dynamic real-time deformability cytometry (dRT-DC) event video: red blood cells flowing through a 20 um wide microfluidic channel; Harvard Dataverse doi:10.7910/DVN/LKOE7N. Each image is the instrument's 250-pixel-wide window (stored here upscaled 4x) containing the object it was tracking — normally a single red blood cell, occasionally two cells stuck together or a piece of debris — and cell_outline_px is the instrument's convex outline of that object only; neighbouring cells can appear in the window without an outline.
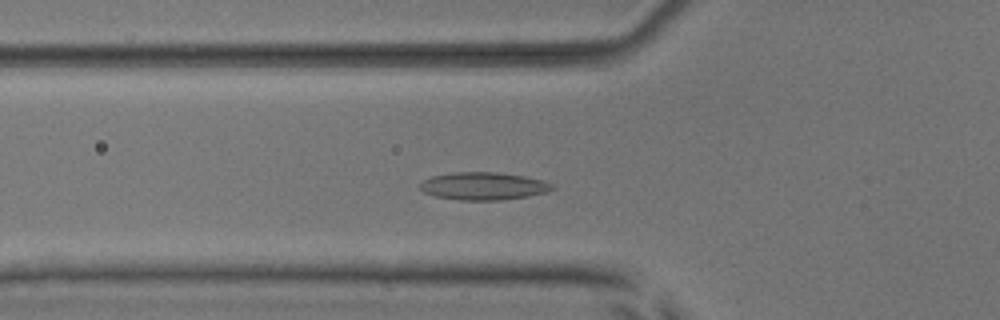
{"species": "common noctule bat (a hibernating species)", "species_latin": "Nyctalus noctula", "temperature_condition": "room temperature", "stored_images_in_passage": 50, "camera_frame_rate_fps": 3000, "um_per_image_px": 0.085, "animal": {"sex": "male", "body_mass_g": 17.9, "forearm_length_mm": 54.2}, "frame": {"image": 1, "passage_image": 16, "time_ms": 5.0, "image_size_px": [1000, 320], "cell_outline_px": [[556, 188], [548, 192], [528, 196], [500, 200], [460, 200], [436, 196], [424, 192], [416, 184], [432, 176], [452, 172], [496, 172], [524, 176], [544, 180], [556, 184]], "centroid_in_image_um": [41.13, 15.81], "position_along_channel_um": 84.7, "area_um2": 21.56}}
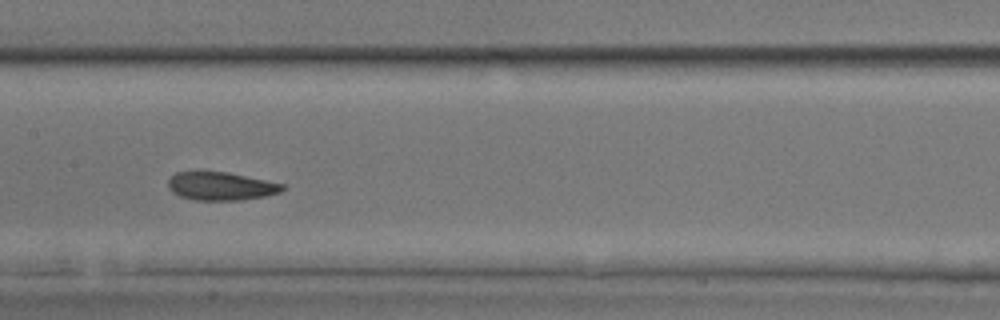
{"frame": {"image": 2, "passage_image": 24, "time_ms": 7.667, "image_size_px": [1000, 320], "cell_outline_px": [[284, 188], [280, 192], [264, 196], [240, 200], [196, 200], [180, 196], [172, 192], [168, 188], [168, 180], [176, 172], [228, 172], [284, 184]], "centroid_in_image_um": [18.76, 15.82], "position_along_channel_um": 188.6, "area_um2": 18.61}}
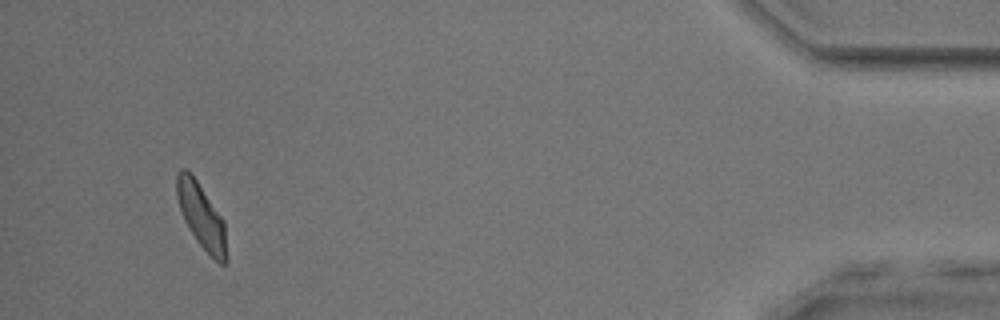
{"frame": {"image": 3, "passage_image": 47, "time_ms": 15.333, "image_size_px": [1000, 320], "cell_outline_px": [[228, 260], [224, 264], [220, 264], [196, 240], [184, 220], [176, 196], [176, 176], [184, 168], [196, 180], [224, 220], [228, 256]], "centroid_in_image_um": [17.15, 18.42], "position_along_channel_um": 418.1, "area_um2": 18.5}, "authors_computed_cell_mechanics": {"area_um2": 19.3341, "velocity_mm_per_s": 3.9004, "shape_relaxation_time_tau1_ms": 4.9815, "shape_relaxation_time_tau2_ms": 1.6454, "deformation_change_tau1": 0.109, "deformation_change_tau2": 0.0647}}